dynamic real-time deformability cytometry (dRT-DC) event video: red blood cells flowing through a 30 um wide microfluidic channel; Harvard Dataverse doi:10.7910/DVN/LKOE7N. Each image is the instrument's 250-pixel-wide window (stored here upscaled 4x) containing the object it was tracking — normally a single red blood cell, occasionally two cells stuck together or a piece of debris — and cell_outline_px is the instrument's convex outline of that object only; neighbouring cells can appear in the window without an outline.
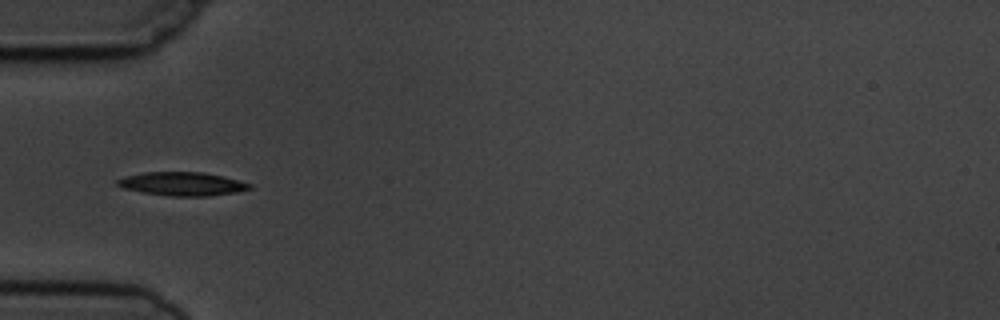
{"species": "common noctule bat (a hibernating species)", "species_latin": "Nyctalus noctula", "temperature_condition": "cold", "stored_images_in_passage": 5, "camera_frame_rate_fps": 3000, "um_per_image_px": 0.085, "animal": {"sex": "male", "body_mass_g": 19.5, "forearm_length_mm": 54.6}, "frame": {"image": 1, "passage_image": 4, "time_ms": 4.333, "image_size_px": [1000, 320], "cell_outline_px": [[252, 188], [236, 192], [208, 196], [168, 196], [144, 192], [124, 188], [116, 184], [116, 180], [124, 176], [144, 172], [204, 172], [224, 176], [252, 184]], "centroid_in_image_um": [15.5, 15.62], "position_along_channel_um": 69.5, "area_um2": 18.15}}
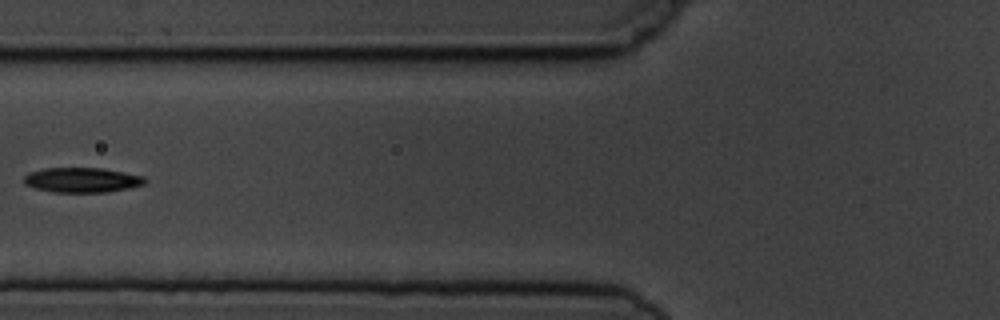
{"frame": {"image": 2, "passage_image": 5, "time_ms": 5.667, "image_size_px": [1000, 320], "cell_outline_px": [[148, 180], [144, 184], [128, 188], [108, 192], [52, 192], [36, 188], [24, 184], [24, 176], [28, 172], [44, 168], [100, 168], [144, 176]], "centroid_in_image_um": [6.96, 15.3], "position_along_channel_um": 118.8, "area_um2": 17.51}}